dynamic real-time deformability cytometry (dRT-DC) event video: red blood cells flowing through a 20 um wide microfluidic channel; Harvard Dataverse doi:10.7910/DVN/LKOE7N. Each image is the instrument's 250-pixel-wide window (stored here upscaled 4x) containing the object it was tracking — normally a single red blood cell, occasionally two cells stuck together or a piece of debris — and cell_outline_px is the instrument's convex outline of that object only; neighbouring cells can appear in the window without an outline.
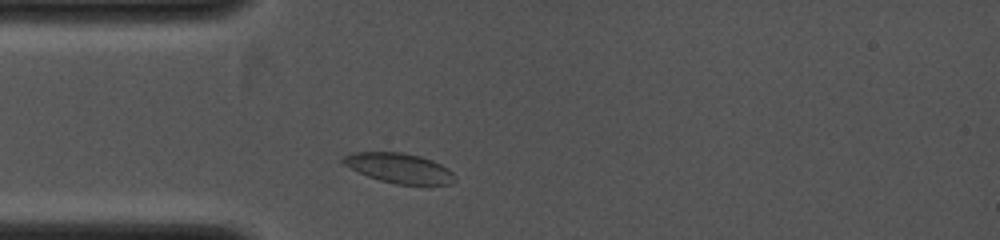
{"species": "common noctule bat (a hibernating species)", "species_latin": "Nyctalus noctula", "temperature_condition": "cold", "stored_images_in_passage": 41, "camera_frame_rate_fps": 4000, "um_per_image_px": 0.085, "animal": {"sex": "female", "body_mass_g": 19.0, "forearm_length_mm": 53.3}, "frame": {"image": 1, "passage_image": 3, "time_ms": 0.5, "image_size_px": [1000, 240], "cell_outline_px": [[456, 180], [452, 184], [396, 184], [380, 180], [368, 176], [344, 164], [340, 160], [344, 156], [352, 152], [404, 152], [420, 156], [432, 160], [448, 168], [456, 176]], "centroid_in_image_um": [33.96, 14.28], "position_along_channel_um": 51.0, "area_um2": 19.36}}
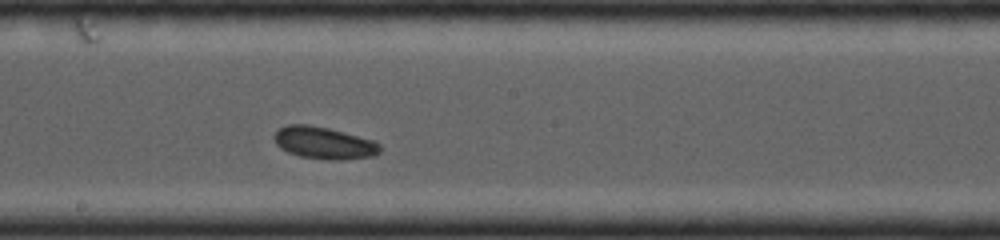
{"frame": {"image": 2, "passage_image": 20, "time_ms": 3.75, "image_size_px": [1000, 240], "cell_outline_px": [[380, 152], [372, 156], [340, 160], [328, 160], [300, 156], [288, 152], [280, 148], [276, 144], [272, 136], [280, 128], [288, 124], [304, 124], [328, 128], [372, 140], [380, 144]], "centroid_in_image_um": [27.5, 12.15], "position_along_channel_um": 220.7, "area_um2": 19.65}}
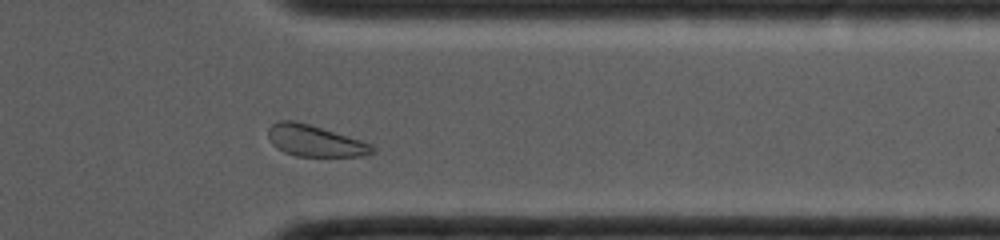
{"frame": {"image": 3, "passage_image": 36, "time_ms": 6.75, "image_size_px": [1000, 240], "cell_outline_px": [[376, 152], [368, 156], [296, 156], [284, 152], [276, 148], [272, 144], [268, 136], [268, 128], [272, 124], [280, 120], [296, 120], [360, 140], [372, 144], [376, 148]], "centroid_in_image_um": [26.78, 11.98], "position_along_channel_um": 384.6, "area_um2": 19.13}}